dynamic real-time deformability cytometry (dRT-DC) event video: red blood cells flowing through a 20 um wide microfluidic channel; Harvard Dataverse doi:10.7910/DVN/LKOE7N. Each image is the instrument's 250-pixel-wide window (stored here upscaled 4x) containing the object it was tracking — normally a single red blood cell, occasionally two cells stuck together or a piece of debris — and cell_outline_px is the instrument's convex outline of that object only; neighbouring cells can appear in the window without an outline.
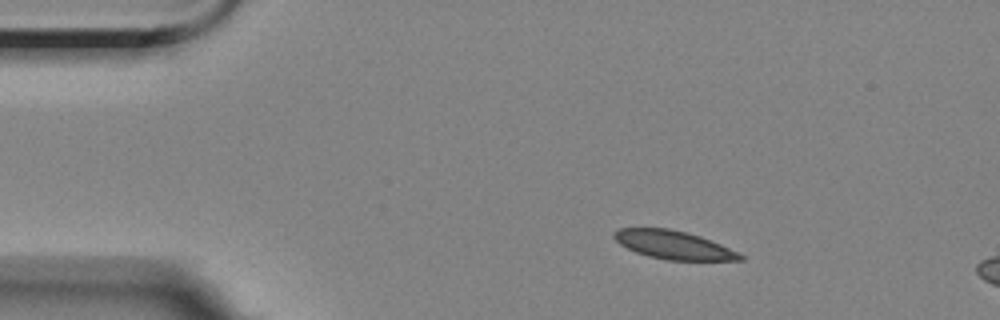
{"species": "Egyptian fruit bat (a non-hibernating species)", "species_latin": "Rousettus aegyptiacus", "temperature_condition": "room temperature", "stored_images_in_passage": 8, "camera_frame_rate_fps": 3000, "um_per_image_px": 0.085, "animal": {"sex": "female"}, "frame": {"image": 1, "passage_image": 1, "time_ms": 0.0, "image_size_px": [1000, 320], "cell_outline_px": [[744, 260], [668, 260], [648, 256], [636, 252], [620, 244], [612, 236], [612, 232], [620, 228], [668, 228], [700, 236], [720, 244], [744, 256]], "centroid_in_image_um": [57.21, 20.81], "position_along_channel_um": 27.8, "area_um2": 20.58}}